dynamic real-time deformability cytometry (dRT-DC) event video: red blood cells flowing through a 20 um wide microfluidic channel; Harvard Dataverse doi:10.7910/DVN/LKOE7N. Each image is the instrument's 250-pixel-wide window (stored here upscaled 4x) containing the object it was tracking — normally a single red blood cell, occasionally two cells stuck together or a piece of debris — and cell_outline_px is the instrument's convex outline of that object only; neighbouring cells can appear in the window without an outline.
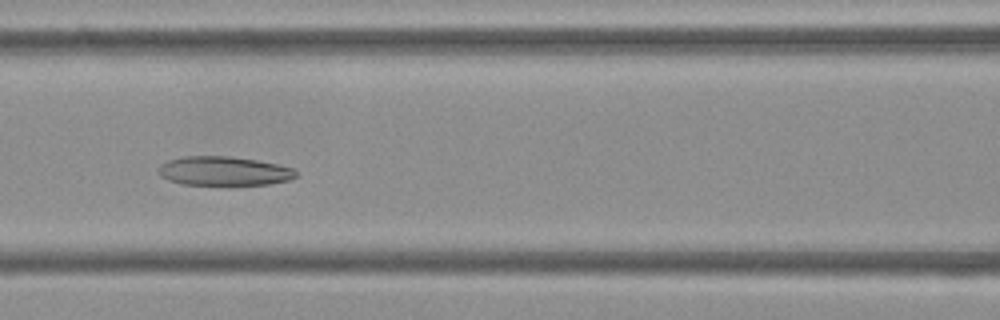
{"species": "Egyptian fruit bat (a non-hibernating species)", "species_latin": "Rousettus aegyptiacus", "temperature_condition": "cold", "stored_images_in_passage": 54, "camera_frame_rate_fps": 3000, "um_per_image_px": 0.085, "frame": {"image": 1, "passage_image": 23, "time_ms": 7.333, "image_size_px": [1000, 320], "cell_outline_px": [[300, 172], [296, 176], [288, 180], [268, 184], [184, 184], [168, 180], [160, 176], [160, 164], [168, 160], [184, 156], [228, 156], [256, 160], [276, 164], [292, 168]], "centroid_in_image_um": [19.03, 14.53], "position_along_channel_um": 147.6, "area_um2": 23.0}}
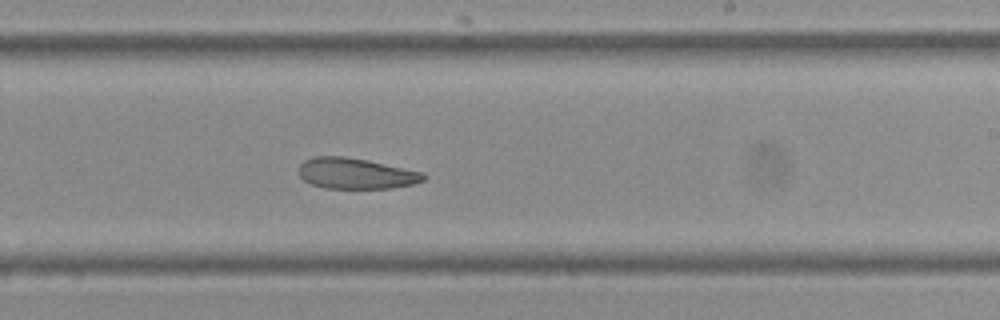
{"frame": {"image": 2, "passage_image": 32, "time_ms": 10.333, "image_size_px": [1000, 320], "cell_outline_px": [[428, 176], [424, 180], [412, 184], [392, 188], [324, 188], [312, 184], [304, 180], [300, 176], [300, 164], [304, 160], [312, 156], [344, 156], [368, 160], [424, 172]], "centroid_in_image_um": [30.27, 14.74], "position_along_channel_um": 258.7, "area_um2": 22.48}}
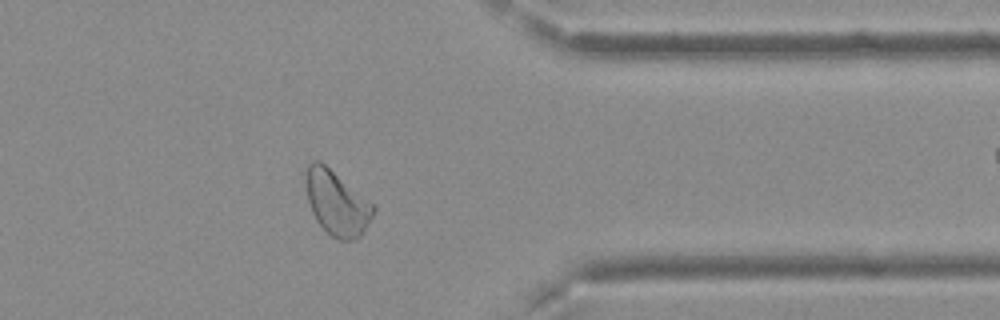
{"frame": {"image": 3, "passage_image": 43, "time_ms": 14.0, "image_size_px": [1000, 320], "cell_outline_px": [[376, 208], [368, 224], [360, 236], [356, 240], [340, 240], [332, 236], [316, 220], [312, 212], [308, 200], [304, 180], [304, 172], [308, 164], [312, 160], [320, 160], [372, 204]], "centroid_in_image_um": [28.58, 17.23], "position_along_channel_um": 382.8, "area_um2": 25.09}, "authors_computed_cell_mechanics": {"area_um2": 26.6458, "velocity_mm_per_s": 3.7227, "shape_relaxation_time_tau1_ms": null, "shape_relaxation_time_tau2_ms": 5.9316, "deformation_change_tau1": null, "deformation_change_tau2": 0.1312}}